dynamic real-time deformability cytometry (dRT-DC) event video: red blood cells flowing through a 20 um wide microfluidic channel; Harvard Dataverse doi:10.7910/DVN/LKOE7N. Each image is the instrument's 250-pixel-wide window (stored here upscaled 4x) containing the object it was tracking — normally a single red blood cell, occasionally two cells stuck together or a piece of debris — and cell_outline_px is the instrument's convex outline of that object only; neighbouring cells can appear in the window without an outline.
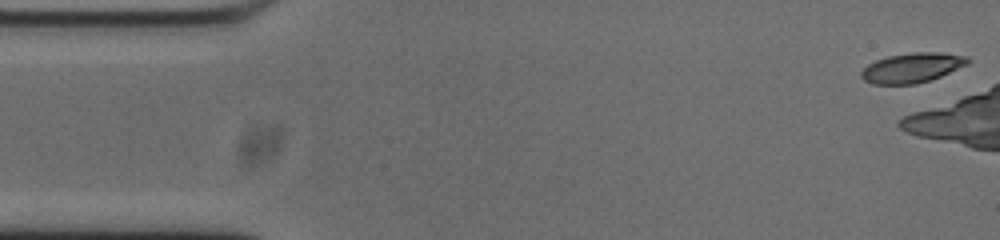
{"species": "common noctule bat (a hibernating species)", "species_latin": "Nyctalus noctula", "temperature_condition": "cold", "stored_images_in_passage": 7, "camera_frame_rate_fps": 3000, "um_per_image_px": 0.085, "animal": {"sex": "male", "body_mass_g": 20.0, "forearm_length_mm": 53.3}, "frame": {"image": 1, "passage_image": 1, "time_ms": 0.0, "image_size_px": [1000, 240], "cell_outline_px": [[972, 60], [968, 64], [940, 76], [916, 84], [872, 84], [864, 80], [860, 76], [860, 72], [868, 64], [876, 60], [888, 56], [916, 52], [936, 52], [968, 56]], "centroid_in_image_um": [77.52, 5.76], "position_along_channel_um": 7.5, "area_um2": 18.38}}